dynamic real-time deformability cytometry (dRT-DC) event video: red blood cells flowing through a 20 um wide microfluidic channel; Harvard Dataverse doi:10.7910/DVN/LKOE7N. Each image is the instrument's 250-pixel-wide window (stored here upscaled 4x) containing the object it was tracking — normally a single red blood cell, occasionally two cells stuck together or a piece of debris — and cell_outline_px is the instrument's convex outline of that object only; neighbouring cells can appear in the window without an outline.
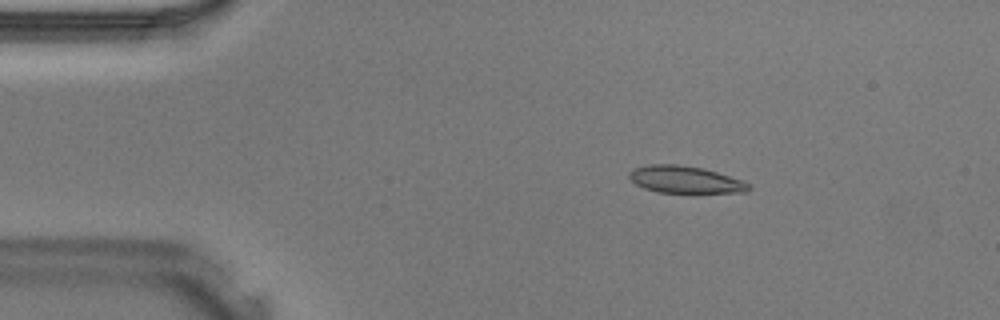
{"species": "Egyptian fruit bat (a non-hibernating species)", "species_latin": "Rousettus aegyptiacus", "temperature_condition": "warm", "stored_images_in_passage": 40, "camera_frame_rate_fps": 3000, "um_per_image_px": 0.085, "animal": {"sex": "male"}, "frame": {"image": 1, "passage_image": 7, "time_ms": 2.0, "image_size_px": [1000, 320], "cell_outline_px": [[752, 188], [748, 192], [696, 196], [692, 196], [656, 192], [644, 188], [636, 184], [628, 176], [628, 172], [632, 168], [648, 164], [676, 164], [704, 168], [740, 180], [748, 184]], "centroid_in_image_um": [58.26, 15.33], "position_along_channel_um": 26.7, "area_um2": 20.11}}
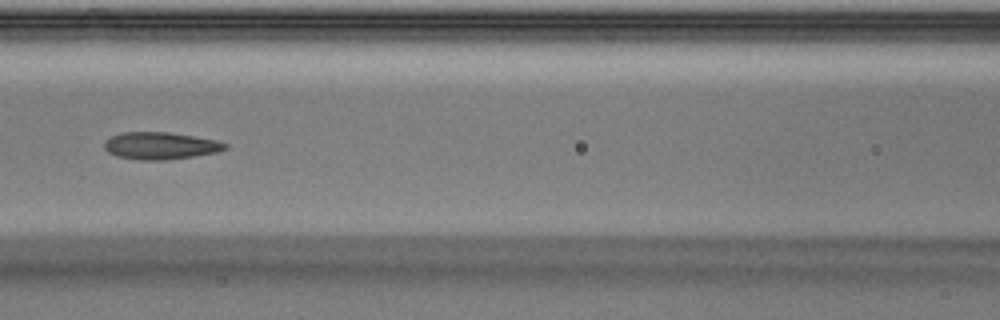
{"frame": {"image": 2, "passage_image": 18, "time_ms": 5.667, "image_size_px": [1000, 320], "cell_outline_px": [[228, 148], [216, 152], [192, 156], [164, 160], [140, 160], [116, 156], [108, 152], [104, 148], [104, 140], [120, 132], [168, 132], [216, 140], [228, 144]], "centroid_in_image_um": [13.59, 12.38], "position_along_channel_um": 153.0, "area_um2": 19.07}}
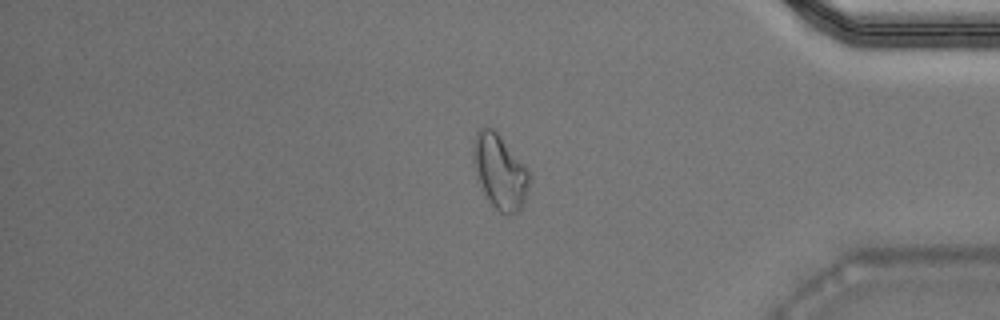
{"frame": {"image": 3, "passage_image": 34, "time_ms": 11.0, "image_size_px": [1000, 320], "cell_outline_px": [[528, 184], [524, 204], [520, 212], [500, 212], [492, 204], [484, 192], [472, 160], [472, 144], [476, 132], [480, 128], [492, 128], [500, 136], [528, 168]], "centroid_in_image_um": [42.47, 14.56], "position_along_channel_um": 392.7, "area_um2": 23.76}}